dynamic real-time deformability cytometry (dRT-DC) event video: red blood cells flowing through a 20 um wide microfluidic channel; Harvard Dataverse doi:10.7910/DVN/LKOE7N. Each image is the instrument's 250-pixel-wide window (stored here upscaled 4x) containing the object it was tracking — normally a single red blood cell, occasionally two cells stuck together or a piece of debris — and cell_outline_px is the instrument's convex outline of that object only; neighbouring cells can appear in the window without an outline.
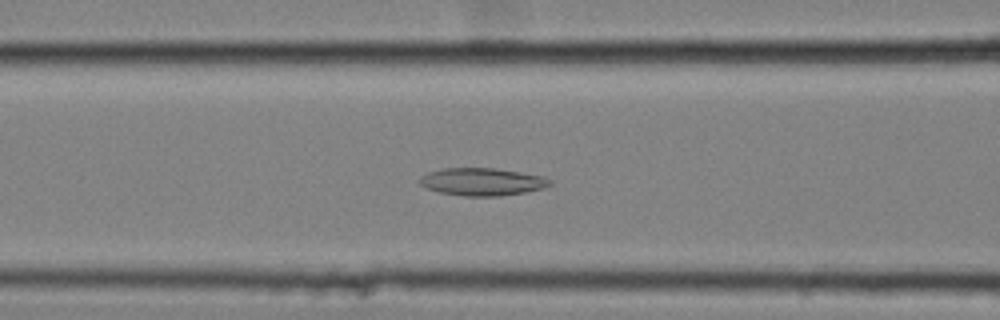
{"species": "common noctule bat (a hibernating species)", "species_latin": "Nyctalus noctula", "temperature_condition": "cold", "stored_images_in_passage": 58, "camera_frame_rate_fps": 3000, "um_per_image_px": 0.085, "animal": {"sex": "female", "body_mass_g": 25.1}, "frame": {"image": 1, "passage_image": 25, "time_ms": 8.0, "image_size_px": [1000, 320], "cell_outline_px": [[552, 184], [544, 188], [524, 192], [500, 196], [464, 196], [440, 192], [428, 188], [420, 184], [420, 176], [428, 172], [444, 168], [496, 168], [544, 176], [552, 180]], "centroid_in_image_um": [41.01, 15.44], "position_along_channel_um": 125.6, "area_um2": 20.92}}
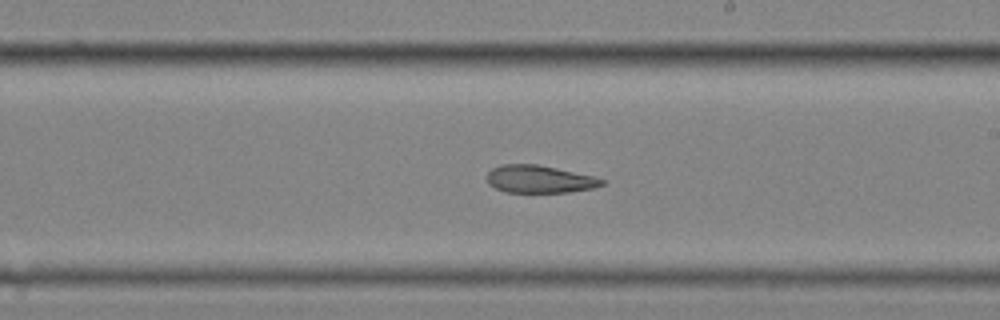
{"frame": {"image": 2, "passage_image": 35, "time_ms": 11.333, "image_size_px": [1000, 320], "cell_outline_px": [[604, 184], [596, 188], [568, 192], [504, 192], [488, 184], [488, 172], [492, 168], [500, 164], [536, 164], [596, 176], [604, 180]], "centroid_in_image_um": [45.87, 15.23], "position_along_channel_um": 243.1, "area_um2": 18.55}}
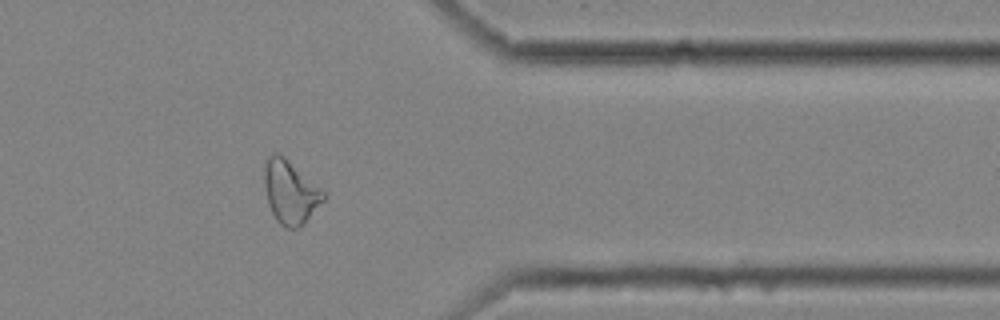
{"frame": {"image": 3, "passage_image": 48, "time_ms": 15.667, "image_size_px": [1000, 320], "cell_outline_px": [[328, 196], [304, 224], [300, 228], [288, 228], [280, 224], [276, 220], [268, 204], [264, 184], [264, 172], [268, 156], [276, 152], [284, 156], [324, 192]], "centroid_in_image_um": [24.68, 16.35], "position_along_channel_um": 386.7, "area_um2": 21.62}, "authors_computed_cell_mechanics": {"area_um2": 22.5131, "velocity_mm_per_s": 3.5298, "shape_relaxation_time_tau1_ms": null, "shape_relaxation_time_tau2_ms": 6.1393, "deformation_change_tau1": null, "deformation_change_tau2": 0.155}}